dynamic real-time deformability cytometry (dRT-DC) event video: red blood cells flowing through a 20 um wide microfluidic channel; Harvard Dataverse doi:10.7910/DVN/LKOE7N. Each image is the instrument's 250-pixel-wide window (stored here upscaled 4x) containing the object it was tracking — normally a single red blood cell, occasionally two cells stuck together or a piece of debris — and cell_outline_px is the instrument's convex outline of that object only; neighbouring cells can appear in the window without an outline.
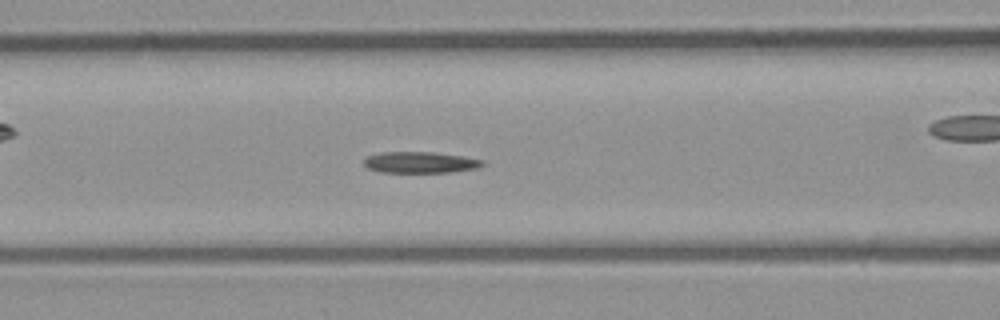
{"species": "common noctule bat (a hibernating species)", "species_latin": "Nyctalus noctula", "temperature_condition": "room temperature", "stored_images_in_passage": 52, "camera_frame_rate_fps": 3000, "um_per_image_px": 0.085, "animal": {"sex": "male", "body_mass_g": 23.1, "forearm_length_mm": 52.7}, "frame": {"image": 1, "passage_image": 21, "time_ms": 6.667, "image_size_px": [1000, 320], "cell_outline_px": [[484, 164], [476, 168], [452, 172], [380, 172], [368, 168], [364, 164], [364, 160], [368, 156], [380, 152], [432, 152], [464, 156], [484, 160]], "centroid_in_image_um": [35.72, 13.8], "position_along_channel_um": 130.9, "area_um2": 14.62}}
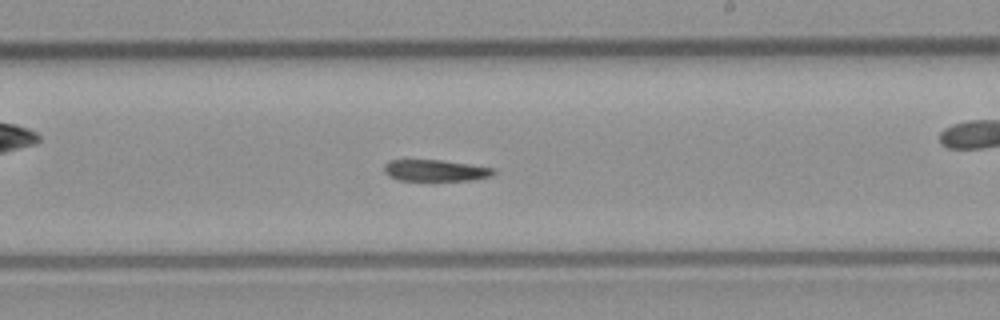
{"frame": {"image": 2, "passage_image": 30, "time_ms": 9.667, "image_size_px": [1000, 320], "cell_outline_px": [[496, 172], [492, 176], [472, 180], [400, 180], [388, 176], [384, 172], [384, 164], [388, 160], [440, 160], [496, 168]], "centroid_in_image_um": [37.02, 14.49], "position_along_channel_um": 252.0, "area_um2": 13.7}}
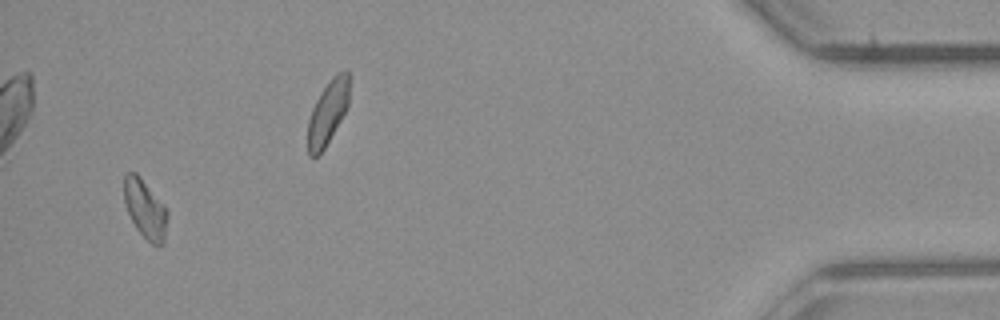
{"frame": {"image": 3, "passage_image": 49, "time_ms": 16.0, "image_size_px": [1000, 320], "cell_outline_px": [[168, 216], [164, 244], [160, 248], [152, 244], [136, 228], [128, 212], [124, 200], [124, 176], [128, 172], [136, 172], [140, 176], [164, 204], [168, 212]], "centroid_in_image_um": [12.37, 17.78], "position_along_channel_um": 422.8, "area_um2": 14.97}, "authors_computed_cell_mechanics": {"area_um2": 15.028, "velocity_mm_per_s": 4.0412, "shape_relaxation_time_tau1_ms": 8.8896, "shape_relaxation_time_tau2_ms": null, "deformation_change_tau1": 0.1715, "deformation_change_tau2": null}}